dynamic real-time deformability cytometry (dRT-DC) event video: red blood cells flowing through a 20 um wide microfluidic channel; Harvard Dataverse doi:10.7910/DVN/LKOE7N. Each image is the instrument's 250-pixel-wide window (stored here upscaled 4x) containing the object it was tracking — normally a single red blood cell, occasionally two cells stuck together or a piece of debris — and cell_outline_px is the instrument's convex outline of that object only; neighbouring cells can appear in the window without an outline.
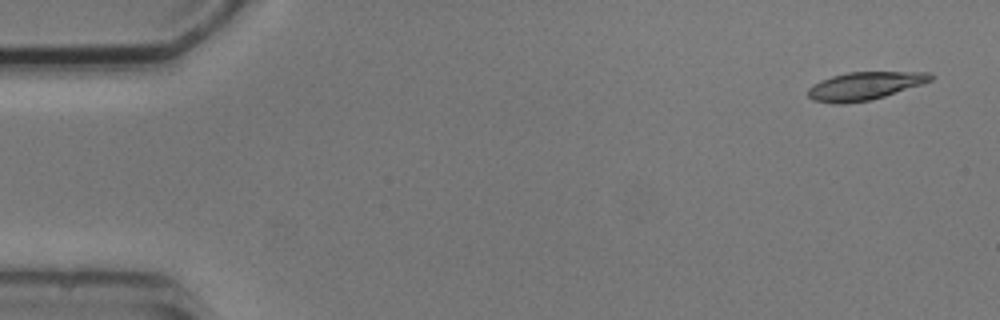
{"species": "common noctule bat (a hibernating species)", "species_latin": "Nyctalus noctula", "temperature_condition": "cold", "stored_images_in_passage": 4, "camera_frame_rate_fps": 3000, "um_per_image_px": 0.085, "animal": {"sex": "male", "body_mass_g": 20.5, "forearm_length_mm": 52.5}, "frame": {"image": 1, "passage_image": 1, "time_ms": 0.0, "image_size_px": [1000, 320], "cell_outline_px": [[932, 80], [884, 96], [868, 100], [844, 104], [832, 104], [812, 100], [808, 96], [808, 88], [812, 84], [820, 80], [832, 76], [848, 72], [932, 72]], "centroid_in_image_um": [73.43, 7.3], "position_along_channel_um": 11.6, "area_um2": 19.88}}